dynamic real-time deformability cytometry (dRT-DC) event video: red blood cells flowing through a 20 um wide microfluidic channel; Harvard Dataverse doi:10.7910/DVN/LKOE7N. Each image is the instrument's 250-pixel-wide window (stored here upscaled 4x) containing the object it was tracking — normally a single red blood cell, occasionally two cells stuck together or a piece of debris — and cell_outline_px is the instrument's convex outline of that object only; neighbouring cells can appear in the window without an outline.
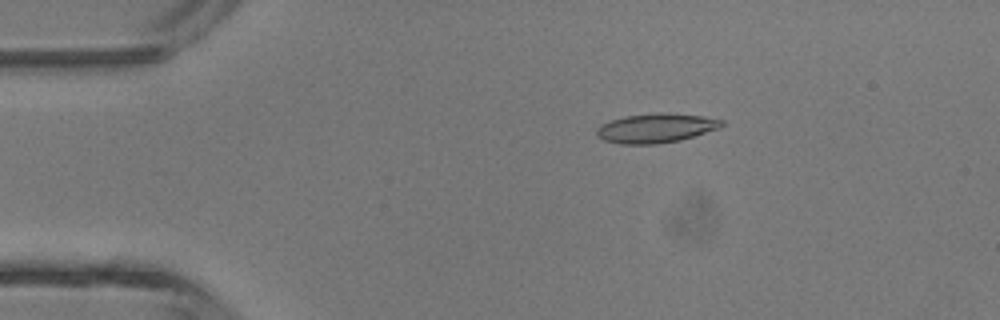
{"species": "common noctule bat (a hibernating species)", "species_latin": "Nyctalus noctula", "temperature_condition": "room temperature", "stored_images_in_passage": 4, "camera_frame_rate_fps": 3000, "um_per_image_px": 0.085, "animal": {"sex": "male", "body_mass_g": 13.3}, "frame": {"image": 1, "passage_image": 3, "time_ms": 2.333, "image_size_px": [1000, 320], "cell_outline_px": [[724, 124], [720, 128], [680, 140], [656, 144], [620, 144], [604, 140], [596, 136], [596, 128], [600, 124], [624, 116], [660, 112], [668, 112], [704, 116], [724, 120]], "centroid_in_image_um": [55.75, 10.88], "position_along_channel_um": 29.2, "area_um2": 21.56}}